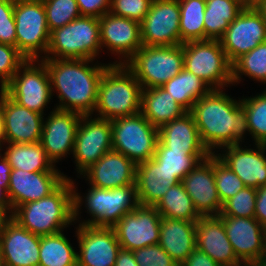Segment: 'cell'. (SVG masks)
Returning a JSON list of instances; mask_svg holds the SVG:
<instances>
[{
	"mask_svg": "<svg viewBox=\"0 0 266 266\" xmlns=\"http://www.w3.org/2000/svg\"><path fill=\"white\" fill-rule=\"evenodd\" d=\"M189 112L194 118L201 142L211 154L222 147L241 144L244 134L249 132L241 99L231 98L223 89H212L197 100Z\"/></svg>",
	"mask_w": 266,
	"mask_h": 266,
	"instance_id": "6da1fadb",
	"label": "cell"
},
{
	"mask_svg": "<svg viewBox=\"0 0 266 266\" xmlns=\"http://www.w3.org/2000/svg\"><path fill=\"white\" fill-rule=\"evenodd\" d=\"M48 69L52 95L56 91V109L93 115L98 86L104 71L112 64L95 63L91 59H41ZM91 63V64H90ZM90 64V65H89Z\"/></svg>",
	"mask_w": 266,
	"mask_h": 266,
	"instance_id": "7a4b0ae2",
	"label": "cell"
},
{
	"mask_svg": "<svg viewBox=\"0 0 266 266\" xmlns=\"http://www.w3.org/2000/svg\"><path fill=\"white\" fill-rule=\"evenodd\" d=\"M12 219L40 237L64 231L74 223L71 181L65 179L48 196L18 206L13 211Z\"/></svg>",
	"mask_w": 266,
	"mask_h": 266,
	"instance_id": "3957f363",
	"label": "cell"
},
{
	"mask_svg": "<svg viewBox=\"0 0 266 266\" xmlns=\"http://www.w3.org/2000/svg\"><path fill=\"white\" fill-rule=\"evenodd\" d=\"M69 180L73 188L74 223H77V220L78 223L80 222L79 215L83 204L92 217L91 220H81L78 225L113 227L126 213L133 211L139 205L135 184L112 189L90 186L88 193H85L86 196L83 198L80 193L76 192L78 190L77 186L75 187V182L70 177Z\"/></svg>",
	"mask_w": 266,
	"mask_h": 266,
	"instance_id": "277c9868",
	"label": "cell"
},
{
	"mask_svg": "<svg viewBox=\"0 0 266 266\" xmlns=\"http://www.w3.org/2000/svg\"><path fill=\"white\" fill-rule=\"evenodd\" d=\"M141 91L135 75L124 64H111L99 82L95 116L114 120L140 113Z\"/></svg>",
	"mask_w": 266,
	"mask_h": 266,
	"instance_id": "5b68a950",
	"label": "cell"
},
{
	"mask_svg": "<svg viewBox=\"0 0 266 266\" xmlns=\"http://www.w3.org/2000/svg\"><path fill=\"white\" fill-rule=\"evenodd\" d=\"M101 51L99 18L80 16L50 32L43 59L95 60Z\"/></svg>",
	"mask_w": 266,
	"mask_h": 266,
	"instance_id": "8992f818",
	"label": "cell"
},
{
	"mask_svg": "<svg viewBox=\"0 0 266 266\" xmlns=\"http://www.w3.org/2000/svg\"><path fill=\"white\" fill-rule=\"evenodd\" d=\"M142 89L161 87L184 68L183 44L142 46L125 64Z\"/></svg>",
	"mask_w": 266,
	"mask_h": 266,
	"instance_id": "52a82bcc",
	"label": "cell"
},
{
	"mask_svg": "<svg viewBox=\"0 0 266 266\" xmlns=\"http://www.w3.org/2000/svg\"><path fill=\"white\" fill-rule=\"evenodd\" d=\"M184 68L202 79L212 89L233 85L232 64L226 57L220 40L183 43Z\"/></svg>",
	"mask_w": 266,
	"mask_h": 266,
	"instance_id": "ba28073f",
	"label": "cell"
},
{
	"mask_svg": "<svg viewBox=\"0 0 266 266\" xmlns=\"http://www.w3.org/2000/svg\"><path fill=\"white\" fill-rule=\"evenodd\" d=\"M112 149L136 165L152 159L158 141V128L141 113L111 120Z\"/></svg>",
	"mask_w": 266,
	"mask_h": 266,
	"instance_id": "9c48e42d",
	"label": "cell"
},
{
	"mask_svg": "<svg viewBox=\"0 0 266 266\" xmlns=\"http://www.w3.org/2000/svg\"><path fill=\"white\" fill-rule=\"evenodd\" d=\"M2 90L20 106L42 115L53 97L48 69L41 59L26 60Z\"/></svg>",
	"mask_w": 266,
	"mask_h": 266,
	"instance_id": "30bf717a",
	"label": "cell"
},
{
	"mask_svg": "<svg viewBox=\"0 0 266 266\" xmlns=\"http://www.w3.org/2000/svg\"><path fill=\"white\" fill-rule=\"evenodd\" d=\"M14 19L18 51L27 60L43 59L50 39L43 3L14 1Z\"/></svg>",
	"mask_w": 266,
	"mask_h": 266,
	"instance_id": "8fae6325",
	"label": "cell"
},
{
	"mask_svg": "<svg viewBox=\"0 0 266 266\" xmlns=\"http://www.w3.org/2000/svg\"><path fill=\"white\" fill-rule=\"evenodd\" d=\"M82 115L79 122L73 157L80 175L112 150L111 120Z\"/></svg>",
	"mask_w": 266,
	"mask_h": 266,
	"instance_id": "7c38bea8",
	"label": "cell"
},
{
	"mask_svg": "<svg viewBox=\"0 0 266 266\" xmlns=\"http://www.w3.org/2000/svg\"><path fill=\"white\" fill-rule=\"evenodd\" d=\"M140 29L144 46L180 45L178 0H152L147 15L140 22Z\"/></svg>",
	"mask_w": 266,
	"mask_h": 266,
	"instance_id": "4fadbf2b",
	"label": "cell"
},
{
	"mask_svg": "<svg viewBox=\"0 0 266 266\" xmlns=\"http://www.w3.org/2000/svg\"><path fill=\"white\" fill-rule=\"evenodd\" d=\"M161 215L154 206L138 205L114 226L121 248L134 251L159 243Z\"/></svg>",
	"mask_w": 266,
	"mask_h": 266,
	"instance_id": "5bb4252c",
	"label": "cell"
},
{
	"mask_svg": "<svg viewBox=\"0 0 266 266\" xmlns=\"http://www.w3.org/2000/svg\"><path fill=\"white\" fill-rule=\"evenodd\" d=\"M264 41H266V22L258 9H243L220 39L231 64Z\"/></svg>",
	"mask_w": 266,
	"mask_h": 266,
	"instance_id": "9a60e30c",
	"label": "cell"
},
{
	"mask_svg": "<svg viewBox=\"0 0 266 266\" xmlns=\"http://www.w3.org/2000/svg\"><path fill=\"white\" fill-rule=\"evenodd\" d=\"M77 266H114L121 249L113 227H76Z\"/></svg>",
	"mask_w": 266,
	"mask_h": 266,
	"instance_id": "2e32d148",
	"label": "cell"
},
{
	"mask_svg": "<svg viewBox=\"0 0 266 266\" xmlns=\"http://www.w3.org/2000/svg\"><path fill=\"white\" fill-rule=\"evenodd\" d=\"M101 50L119 56L112 64H125L142 46L140 23L110 12L99 19ZM123 58V59H122Z\"/></svg>",
	"mask_w": 266,
	"mask_h": 266,
	"instance_id": "e0dca14e",
	"label": "cell"
},
{
	"mask_svg": "<svg viewBox=\"0 0 266 266\" xmlns=\"http://www.w3.org/2000/svg\"><path fill=\"white\" fill-rule=\"evenodd\" d=\"M81 117L79 113L54 108L44 120L40 143L54 165L73 154Z\"/></svg>",
	"mask_w": 266,
	"mask_h": 266,
	"instance_id": "ac0fdd59",
	"label": "cell"
},
{
	"mask_svg": "<svg viewBox=\"0 0 266 266\" xmlns=\"http://www.w3.org/2000/svg\"><path fill=\"white\" fill-rule=\"evenodd\" d=\"M220 217L235 255L245 266L266 255L264 227L255 217Z\"/></svg>",
	"mask_w": 266,
	"mask_h": 266,
	"instance_id": "d6986e66",
	"label": "cell"
},
{
	"mask_svg": "<svg viewBox=\"0 0 266 266\" xmlns=\"http://www.w3.org/2000/svg\"><path fill=\"white\" fill-rule=\"evenodd\" d=\"M255 149L240 144L222 147L215 155L228 166L246 187L257 189L266 185V144H256Z\"/></svg>",
	"mask_w": 266,
	"mask_h": 266,
	"instance_id": "ffe728a7",
	"label": "cell"
},
{
	"mask_svg": "<svg viewBox=\"0 0 266 266\" xmlns=\"http://www.w3.org/2000/svg\"><path fill=\"white\" fill-rule=\"evenodd\" d=\"M181 182L201 216L220 214L222 203L214 177V153L200 161Z\"/></svg>",
	"mask_w": 266,
	"mask_h": 266,
	"instance_id": "44dd1931",
	"label": "cell"
},
{
	"mask_svg": "<svg viewBox=\"0 0 266 266\" xmlns=\"http://www.w3.org/2000/svg\"><path fill=\"white\" fill-rule=\"evenodd\" d=\"M0 104L4 115L6 143L40 142L44 116L13 101L0 90Z\"/></svg>",
	"mask_w": 266,
	"mask_h": 266,
	"instance_id": "7402d4cb",
	"label": "cell"
},
{
	"mask_svg": "<svg viewBox=\"0 0 266 266\" xmlns=\"http://www.w3.org/2000/svg\"><path fill=\"white\" fill-rule=\"evenodd\" d=\"M67 175L61 172H28L12 169L8 195L13 211L20 205L39 200L51 194Z\"/></svg>",
	"mask_w": 266,
	"mask_h": 266,
	"instance_id": "603a6c76",
	"label": "cell"
},
{
	"mask_svg": "<svg viewBox=\"0 0 266 266\" xmlns=\"http://www.w3.org/2000/svg\"><path fill=\"white\" fill-rule=\"evenodd\" d=\"M40 236L11 219L0 236L3 266H39Z\"/></svg>",
	"mask_w": 266,
	"mask_h": 266,
	"instance_id": "cb8c5ba5",
	"label": "cell"
},
{
	"mask_svg": "<svg viewBox=\"0 0 266 266\" xmlns=\"http://www.w3.org/2000/svg\"><path fill=\"white\" fill-rule=\"evenodd\" d=\"M137 165L128 157L115 150L105 153L95 164L81 175L90 186L112 189L135 184Z\"/></svg>",
	"mask_w": 266,
	"mask_h": 266,
	"instance_id": "d4e9b609",
	"label": "cell"
},
{
	"mask_svg": "<svg viewBox=\"0 0 266 266\" xmlns=\"http://www.w3.org/2000/svg\"><path fill=\"white\" fill-rule=\"evenodd\" d=\"M196 248L220 266H245L235 255L219 215L200 216L196 221Z\"/></svg>",
	"mask_w": 266,
	"mask_h": 266,
	"instance_id": "484cf974",
	"label": "cell"
},
{
	"mask_svg": "<svg viewBox=\"0 0 266 266\" xmlns=\"http://www.w3.org/2000/svg\"><path fill=\"white\" fill-rule=\"evenodd\" d=\"M181 182L153 158L137 164L135 185L140 205L155 206L171 186Z\"/></svg>",
	"mask_w": 266,
	"mask_h": 266,
	"instance_id": "4316f807",
	"label": "cell"
},
{
	"mask_svg": "<svg viewBox=\"0 0 266 266\" xmlns=\"http://www.w3.org/2000/svg\"><path fill=\"white\" fill-rule=\"evenodd\" d=\"M158 139L172 150H182L189 155H211L201 142L198 128L189 111L161 126L158 129Z\"/></svg>",
	"mask_w": 266,
	"mask_h": 266,
	"instance_id": "83f0119b",
	"label": "cell"
},
{
	"mask_svg": "<svg viewBox=\"0 0 266 266\" xmlns=\"http://www.w3.org/2000/svg\"><path fill=\"white\" fill-rule=\"evenodd\" d=\"M158 244L181 265L196 248V221L161 217Z\"/></svg>",
	"mask_w": 266,
	"mask_h": 266,
	"instance_id": "f1b7e54d",
	"label": "cell"
},
{
	"mask_svg": "<svg viewBox=\"0 0 266 266\" xmlns=\"http://www.w3.org/2000/svg\"><path fill=\"white\" fill-rule=\"evenodd\" d=\"M186 112L162 87L142 89L141 91L140 113L158 129Z\"/></svg>",
	"mask_w": 266,
	"mask_h": 266,
	"instance_id": "f546056e",
	"label": "cell"
},
{
	"mask_svg": "<svg viewBox=\"0 0 266 266\" xmlns=\"http://www.w3.org/2000/svg\"><path fill=\"white\" fill-rule=\"evenodd\" d=\"M3 156L11 169L28 172H61L47 157L40 142L36 143H7Z\"/></svg>",
	"mask_w": 266,
	"mask_h": 266,
	"instance_id": "4dcf8cb0",
	"label": "cell"
},
{
	"mask_svg": "<svg viewBox=\"0 0 266 266\" xmlns=\"http://www.w3.org/2000/svg\"><path fill=\"white\" fill-rule=\"evenodd\" d=\"M243 9L241 0H206L205 40H220Z\"/></svg>",
	"mask_w": 266,
	"mask_h": 266,
	"instance_id": "1f68e13d",
	"label": "cell"
},
{
	"mask_svg": "<svg viewBox=\"0 0 266 266\" xmlns=\"http://www.w3.org/2000/svg\"><path fill=\"white\" fill-rule=\"evenodd\" d=\"M161 87L186 111H190L197 100L212 90L202 79L185 68Z\"/></svg>",
	"mask_w": 266,
	"mask_h": 266,
	"instance_id": "d6a6232c",
	"label": "cell"
},
{
	"mask_svg": "<svg viewBox=\"0 0 266 266\" xmlns=\"http://www.w3.org/2000/svg\"><path fill=\"white\" fill-rule=\"evenodd\" d=\"M63 231L40 237L39 266H77V252Z\"/></svg>",
	"mask_w": 266,
	"mask_h": 266,
	"instance_id": "836d02e7",
	"label": "cell"
},
{
	"mask_svg": "<svg viewBox=\"0 0 266 266\" xmlns=\"http://www.w3.org/2000/svg\"><path fill=\"white\" fill-rule=\"evenodd\" d=\"M154 207L161 217L198 221L201 216L196 211L194 203L185 191L182 182L171 186Z\"/></svg>",
	"mask_w": 266,
	"mask_h": 266,
	"instance_id": "e575fe53",
	"label": "cell"
},
{
	"mask_svg": "<svg viewBox=\"0 0 266 266\" xmlns=\"http://www.w3.org/2000/svg\"><path fill=\"white\" fill-rule=\"evenodd\" d=\"M180 7L181 44L204 41V14L206 0H178Z\"/></svg>",
	"mask_w": 266,
	"mask_h": 266,
	"instance_id": "d590c367",
	"label": "cell"
},
{
	"mask_svg": "<svg viewBox=\"0 0 266 266\" xmlns=\"http://www.w3.org/2000/svg\"><path fill=\"white\" fill-rule=\"evenodd\" d=\"M245 75L253 81L266 84V41L241 55L232 63V82L240 83Z\"/></svg>",
	"mask_w": 266,
	"mask_h": 266,
	"instance_id": "8d00e7d4",
	"label": "cell"
},
{
	"mask_svg": "<svg viewBox=\"0 0 266 266\" xmlns=\"http://www.w3.org/2000/svg\"><path fill=\"white\" fill-rule=\"evenodd\" d=\"M210 155H189L182 150L167 148L159 139L153 157L164 169L182 179L200 162Z\"/></svg>",
	"mask_w": 266,
	"mask_h": 266,
	"instance_id": "74e56055",
	"label": "cell"
},
{
	"mask_svg": "<svg viewBox=\"0 0 266 266\" xmlns=\"http://www.w3.org/2000/svg\"><path fill=\"white\" fill-rule=\"evenodd\" d=\"M247 114L249 134L256 144H266V88L256 96L241 99Z\"/></svg>",
	"mask_w": 266,
	"mask_h": 266,
	"instance_id": "f35d334b",
	"label": "cell"
},
{
	"mask_svg": "<svg viewBox=\"0 0 266 266\" xmlns=\"http://www.w3.org/2000/svg\"><path fill=\"white\" fill-rule=\"evenodd\" d=\"M43 5L50 32L81 16L76 0H45Z\"/></svg>",
	"mask_w": 266,
	"mask_h": 266,
	"instance_id": "ab89813d",
	"label": "cell"
},
{
	"mask_svg": "<svg viewBox=\"0 0 266 266\" xmlns=\"http://www.w3.org/2000/svg\"><path fill=\"white\" fill-rule=\"evenodd\" d=\"M256 197V189L245 186L236 195L222 204L219 216L254 217Z\"/></svg>",
	"mask_w": 266,
	"mask_h": 266,
	"instance_id": "60d3db41",
	"label": "cell"
},
{
	"mask_svg": "<svg viewBox=\"0 0 266 266\" xmlns=\"http://www.w3.org/2000/svg\"><path fill=\"white\" fill-rule=\"evenodd\" d=\"M214 177L216 188L223 204L236 195L245 185L242 180L226 166L214 153Z\"/></svg>",
	"mask_w": 266,
	"mask_h": 266,
	"instance_id": "b9f144b4",
	"label": "cell"
},
{
	"mask_svg": "<svg viewBox=\"0 0 266 266\" xmlns=\"http://www.w3.org/2000/svg\"><path fill=\"white\" fill-rule=\"evenodd\" d=\"M26 60L16 47L0 43V90L12 80Z\"/></svg>",
	"mask_w": 266,
	"mask_h": 266,
	"instance_id": "7bdbcfd3",
	"label": "cell"
},
{
	"mask_svg": "<svg viewBox=\"0 0 266 266\" xmlns=\"http://www.w3.org/2000/svg\"><path fill=\"white\" fill-rule=\"evenodd\" d=\"M152 0H110V13L141 22L147 15Z\"/></svg>",
	"mask_w": 266,
	"mask_h": 266,
	"instance_id": "ee69618b",
	"label": "cell"
},
{
	"mask_svg": "<svg viewBox=\"0 0 266 266\" xmlns=\"http://www.w3.org/2000/svg\"><path fill=\"white\" fill-rule=\"evenodd\" d=\"M133 254L138 266H180L159 244L136 249Z\"/></svg>",
	"mask_w": 266,
	"mask_h": 266,
	"instance_id": "f6af8a7d",
	"label": "cell"
},
{
	"mask_svg": "<svg viewBox=\"0 0 266 266\" xmlns=\"http://www.w3.org/2000/svg\"><path fill=\"white\" fill-rule=\"evenodd\" d=\"M14 1L0 0V43L16 47Z\"/></svg>",
	"mask_w": 266,
	"mask_h": 266,
	"instance_id": "bcb514c9",
	"label": "cell"
},
{
	"mask_svg": "<svg viewBox=\"0 0 266 266\" xmlns=\"http://www.w3.org/2000/svg\"><path fill=\"white\" fill-rule=\"evenodd\" d=\"M81 16L101 18L110 11V0H76Z\"/></svg>",
	"mask_w": 266,
	"mask_h": 266,
	"instance_id": "7dc6e473",
	"label": "cell"
},
{
	"mask_svg": "<svg viewBox=\"0 0 266 266\" xmlns=\"http://www.w3.org/2000/svg\"><path fill=\"white\" fill-rule=\"evenodd\" d=\"M180 266H220L206 253L195 248V250L181 263Z\"/></svg>",
	"mask_w": 266,
	"mask_h": 266,
	"instance_id": "c3c4849f",
	"label": "cell"
},
{
	"mask_svg": "<svg viewBox=\"0 0 266 266\" xmlns=\"http://www.w3.org/2000/svg\"><path fill=\"white\" fill-rule=\"evenodd\" d=\"M255 219L264 227L266 226V185L256 189Z\"/></svg>",
	"mask_w": 266,
	"mask_h": 266,
	"instance_id": "681fc988",
	"label": "cell"
},
{
	"mask_svg": "<svg viewBox=\"0 0 266 266\" xmlns=\"http://www.w3.org/2000/svg\"><path fill=\"white\" fill-rule=\"evenodd\" d=\"M0 151V186L4 187L8 191L11 166L9 165L7 159L2 155Z\"/></svg>",
	"mask_w": 266,
	"mask_h": 266,
	"instance_id": "f907efd6",
	"label": "cell"
},
{
	"mask_svg": "<svg viewBox=\"0 0 266 266\" xmlns=\"http://www.w3.org/2000/svg\"><path fill=\"white\" fill-rule=\"evenodd\" d=\"M114 266H138L133 251L121 248Z\"/></svg>",
	"mask_w": 266,
	"mask_h": 266,
	"instance_id": "816d5d0a",
	"label": "cell"
},
{
	"mask_svg": "<svg viewBox=\"0 0 266 266\" xmlns=\"http://www.w3.org/2000/svg\"><path fill=\"white\" fill-rule=\"evenodd\" d=\"M0 206L4 207L11 215H13V207L10 203L8 191L0 186Z\"/></svg>",
	"mask_w": 266,
	"mask_h": 266,
	"instance_id": "f5cc1de1",
	"label": "cell"
},
{
	"mask_svg": "<svg viewBox=\"0 0 266 266\" xmlns=\"http://www.w3.org/2000/svg\"><path fill=\"white\" fill-rule=\"evenodd\" d=\"M12 219V215L4 208L0 206V236L5 229L6 224Z\"/></svg>",
	"mask_w": 266,
	"mask_h": 266,
	"instance_id": "db71d44e",
	"label": "cell"
},
{
	"mask_svg": "<svg viewBox=\"0 0 266 266\" xmlns=\"http://www.w3.org/2000/svg\"><path fill=\"white\" fill-rule=\"evenodd\" d=\"M244 9H258L266 0H241Z\"/></svg>",
	"mask_w": 266,
	"mask_h": 266,
	"instance_id": "11a10c76",
	"label": "cell"
},
{
	"mask_svg": "<svg viewBox=\"0 0 266 266\" xmlns=\"http://www.w3.org/2000/svg\"><path fill=\"white\" fill-rule=\"evenodd\" d=\"M5 143H6V138H5L4 115L0 104V151L1 150L3 151L2 146L4 147Z\"/></svg>",
	"mask_w": 266,
	"mask_h": 266,
	"instance_id": "9f6ffc18",
	"label": "cell"
},
{
	"mask_svg": "<svg viewBox=\"0 0 266 266\" xmlns=\"http://www.w3.org/2000/svg\"><path fill=\"white\" fill-rule=\"evenodd\" d=\"M248 266H266V255L262 256L260 259L253 261Z\"/></svg>",
	"mask_w": 266,
	"mask_h": 266,
	"instance_id": "6f0895ef",
	"label": "cell"
},
{
	"mask_svg": "<svg viewBox=\"0 0 266 266\" xmlns=\"http://www.w3.org/2000/svg\"><path fill=\"white\" fill-rule=\"evenodd\" d=\"M258 10L262 14L264 21L266 22V3L260 6Z\"/></svg>",
	"mask_w": 266,
	"mask_h": 266,
	"instance_id": "680465c9",
	"label": "cell"
},
{
	"mask_svg": "<svg viewBox=\"0 0 266 266\" xmlns=\"http://www.w3.org/2000/svg\"><path fill=\"white\" fill-rule=\"evenodd\" d=\"M15 1H20V2H40V3H43L45 0H15Z\"/></svg>",
	"mask_w": 266,
	"mask_h": 266,
	"instance_id": "91938a15",
	"label": "cell"
},
{
	"mask_svg": "<svg viewBox=\"0 0 266 266\" xmlns=\"http://www.w3.org/2000/svg\"><path fill=\"white\" fill-rule=\"evenodd\" d=\"M264 236H265V245H266V226H264Z\"/></svg>",
	"mask_w": 266,
	"mask_h": 266,
	"instance_id": "94428289",
	"label": "cell"
},
{
	"mask_svg": "<svg viewBox=\"0 0 266 266\" xmlns=\"http://www.w3.org/2000/svg\"><path fill=\"white\" fill-rule=\"evenodd\" d=\"M0 266H3L2 258H1V252H0Z\"/></svg>",
	"mask_w": 266,
	"mask_h": 266,
	"instance_id": "6125c7cd",
	"label": "cell"
}]
</instances>
